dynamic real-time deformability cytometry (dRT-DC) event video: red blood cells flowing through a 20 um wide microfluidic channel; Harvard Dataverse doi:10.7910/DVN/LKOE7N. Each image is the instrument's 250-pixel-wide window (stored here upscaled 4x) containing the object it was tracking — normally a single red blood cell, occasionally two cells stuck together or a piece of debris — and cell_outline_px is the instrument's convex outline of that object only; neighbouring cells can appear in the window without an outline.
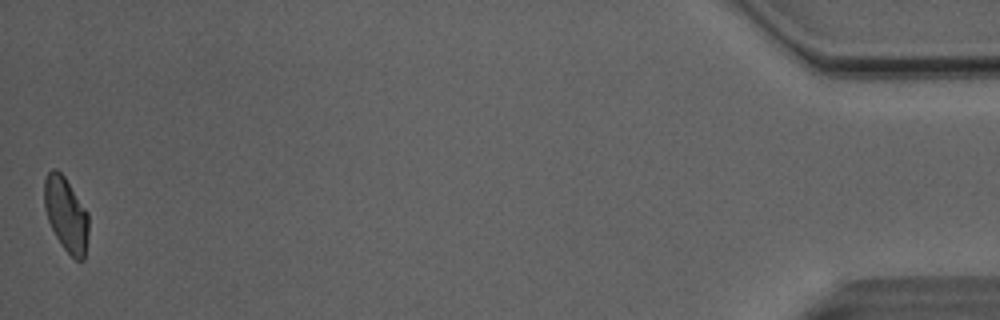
{"species": "Egyptian fruit bat (a non-hibernating species)", "species_latin": "Rousettus aegyptiacus", "temperature_condition": "room temperature", "stored_images_in_passage": 49, "camera_frame_rate_fps": 3000, "um_per_image_px": 0.085, "animal": {"sex": "male"}, "frame": {"image": 1, "passage_image": 49, "time_ms": 16.0, "image_size_px": [1000, 320], "cell_outline_px": [[88, 236], [84, 260], [76, 260], [60, 244], [48, 220], [44, 208], [44, 180], [48, 172], [52, 168], [56, 168], [64, 176], [88, 212]], "centroid_in_image_um": [5.61, 18.21], "position_along_channel_um": 429.6, "area_um2": 19.19}, "authors_computed_cell_mechanics": {"area_um2": 20.3456, "velocity_mm_per_s": 4.0941, "shape_relaxation_time_tau1_ms": null, "shape_relaxation_time_tau2_ms": 3.1757, "deformation_change_tau1": null, "deformation_change_tau2": 0.0998}}